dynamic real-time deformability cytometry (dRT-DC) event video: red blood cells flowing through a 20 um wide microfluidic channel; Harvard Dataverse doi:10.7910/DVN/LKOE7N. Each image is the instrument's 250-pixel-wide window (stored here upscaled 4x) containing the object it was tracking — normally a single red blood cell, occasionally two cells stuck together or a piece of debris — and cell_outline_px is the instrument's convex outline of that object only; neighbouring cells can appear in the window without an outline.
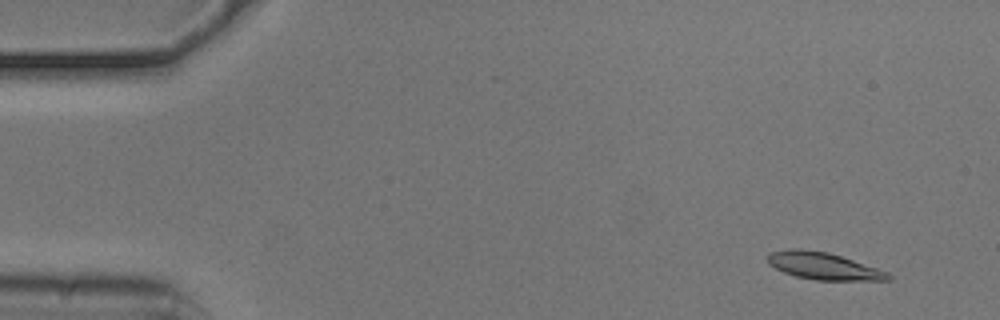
{"species": "common noctule bat (a hibernating species)", "species_latin": "Nyctalus noctula", "temperature_condition": "cold", "stored_images_in_passage": 54, "camera_frame_rate_fps": 3000, "um_per_image_px": 0.085, "animal": {"sex": "male", "body_mass_g": 20.5, "forearm_length_mm": 52.5}, "frame": {"image": 1, "passage_image": 4, "time_ms": 1.0, "image_size_px": [1000, 320], "cell_outline_px": [[892, 280], [816, 280], [796, 276], [784, 272], [768, 264], [768, 252], [792, 248], [800, 248], [828, 252], [888, 272], [892, 276]], "centroid_in_image_um": [69.97, 22.6], "position_along_channel_um": 15.0, "area_um2": 18.9}}
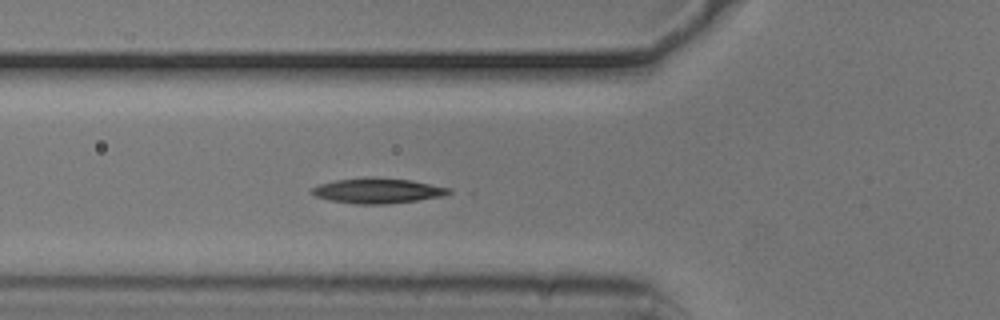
{"frame": {"image": 2, "passage_image": 19, "time_ms": 6.0, "image_size_px": [1000, 320], "cell_outline_px": [[452, 192], [444, 196], [388, 204], [356, 204], [328, 200], [316, 196], [312, 192], [312, 188], [320, 184], [336, 180], [364, 176], [376, 176], [412, 180], [452, 188]], "centroid_in_image_um": [32.13, 16.19], "position_along_channel_um": 93.7, "area_um2": 20.4}}
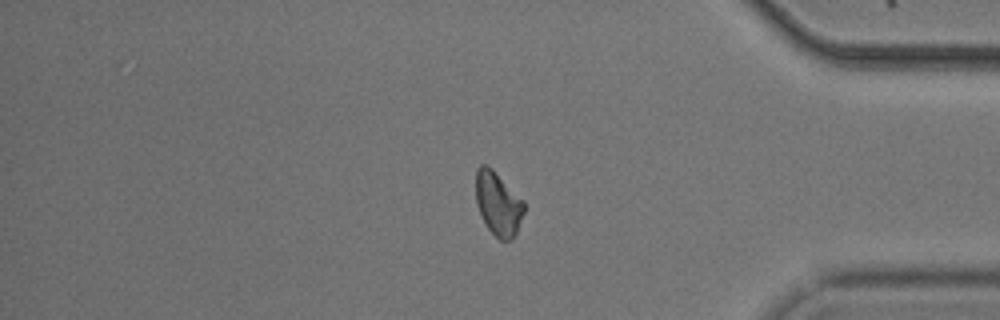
{"frame": {"image": 3, "passage_image": 45, "time_ms": 14.667, "image_size_px": [1000, 320], "cell_outline_px": [[524, 212], [516, 232], [512, 240], [500, 240], [488, 228], [476, 204], [476, 168], [480, 164], [488, 164], [524, 200]], "centroid_in_image_um": [42.34, 17.27], "position_along_channel_um": 392.9, "area_um2": 17.86}, "authors_computed_cell_mechanics": {"area_um2": 18.5249, "velocity_mm_per_s": 3.7221, "shape_relaxation_time_tau1_ms": null, "shape_relaxation_time_tau2_ms": 10.6909, "deformation_change_tau1": null, "deformation_change_tau2": 0.1875}}